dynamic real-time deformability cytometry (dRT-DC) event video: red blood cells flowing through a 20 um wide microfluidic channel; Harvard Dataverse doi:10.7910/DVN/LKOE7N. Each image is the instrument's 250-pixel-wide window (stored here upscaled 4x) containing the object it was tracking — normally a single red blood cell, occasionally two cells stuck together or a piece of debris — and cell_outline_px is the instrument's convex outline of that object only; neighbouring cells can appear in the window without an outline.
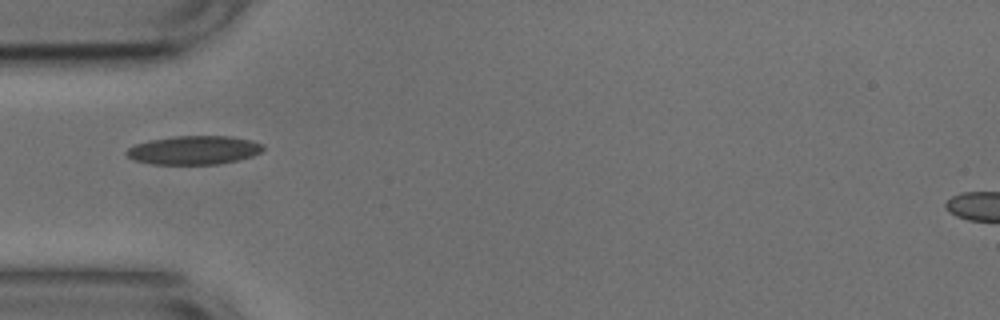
{"species": "common noctule bat (a hibernating species)", "species_latin": "Nyctalus noctula", "temperature_condition": "cold", "stored_images_in_passage": 7, "camera_frame_rate_fps": 3000, "um_per_image_px": 0.085, "animal": {"sex": "male", "body_mass_g": 17.9, "forearm_length_mm": 54.2}, "frame": {"image": 1, "passage_image": 1, "time_ms": 0.0, "image_size_px": [1000, 320], "cell_outline_px": [[264, 148], [260, 152], [252, 156], [220, 164], [152, 164], [132, 160], [124, 152], [128, 148], [136, 144], [148, 140], [176, 136], [232, 136], [252, 140], [264, 144]], "centroid_in_image_um": [16.48, 12.76], "position_along_channel_um": 68.5, "area_um2": 22.95}}